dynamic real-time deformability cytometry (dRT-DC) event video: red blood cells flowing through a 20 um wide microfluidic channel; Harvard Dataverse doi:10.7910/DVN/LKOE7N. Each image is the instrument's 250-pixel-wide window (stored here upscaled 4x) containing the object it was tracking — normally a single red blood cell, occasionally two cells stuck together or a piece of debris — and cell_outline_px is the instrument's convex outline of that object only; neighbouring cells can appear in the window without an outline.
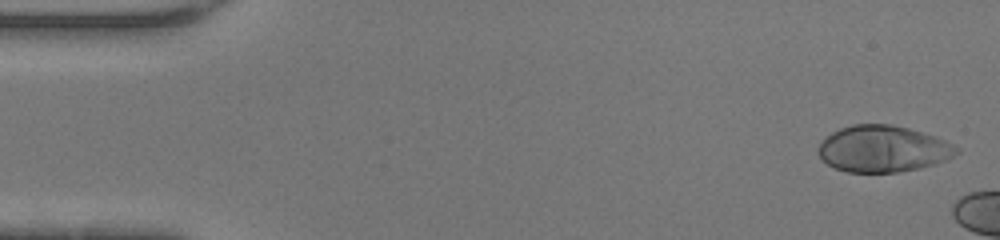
{"species": "human", "species_latin": "Homo sapiens", "temperature_condition": "warm", "stored_images_in_passage": 10, "camera_frame_rate_fps": 3000, "um_per_image_px": 0.085, "donor": {"sex": "female"}, "frame": {"image": 1, "passage_image": 1, "time_ms": 0.0, "image_size_px": [1000, 240], "cell_outline_px": [[960, 152], [948, 160], [936, 164], [920, 168], [896, 172], [848, 172], [836, 168], [828, 164], [816, 152], [820, 144], [832, 132], [840, 128], [852, 124], [892, 124], [924, 132], [936, 136], [960, 148]], "centroid_in_image_um": [75.1, 12.65], "position_along_channel_um": 9.9, "area_um2": 37.57}}